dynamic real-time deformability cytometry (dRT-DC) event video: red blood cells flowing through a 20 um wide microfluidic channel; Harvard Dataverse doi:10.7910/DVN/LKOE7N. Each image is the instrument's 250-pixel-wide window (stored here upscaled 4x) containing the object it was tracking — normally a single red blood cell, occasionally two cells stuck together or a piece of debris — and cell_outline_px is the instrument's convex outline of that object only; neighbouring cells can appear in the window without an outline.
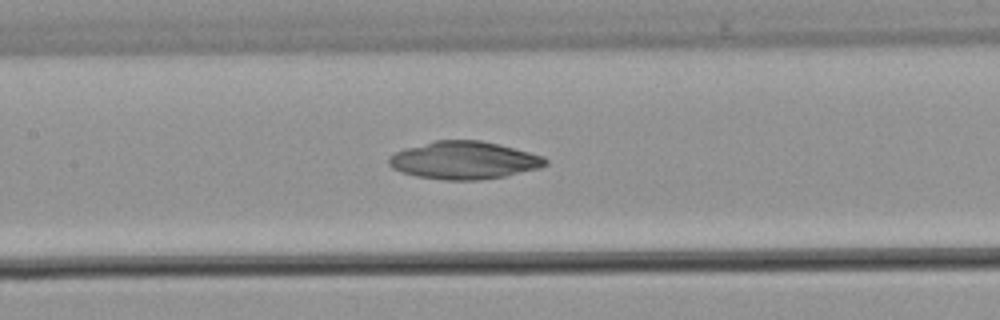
{"species": "common noctule bat (a hibernating species)", "species_latin": "Nyctalus noctula", "temperature_condition": "warm", "stored_images_in_passage": 8, "camera_frame_rate_fps": 3000, "um_per_image_px": 0.085, "animal": {"sex": "male", "body_mass_g": 21.5, "forearm_length_mm": 52.0}, "frame": {"image": 1, "passage_image": 7, "time_ms": 8.333, "image_size_px": [1000, 320], "cell_outline_px": [[548, 164], [540, 168], [504, 176], [480, 180], [444, 180], [416, 176], [400, 172], [392, 168], [388, 164], [388, 156], [404, 148], [436, 140], [480, 140], [544, 156], [548, 160]], "centroid_in_image_um": [39.41, 13.63], "position_along_channel_um": 168.0, "area_um2": 34.39}}